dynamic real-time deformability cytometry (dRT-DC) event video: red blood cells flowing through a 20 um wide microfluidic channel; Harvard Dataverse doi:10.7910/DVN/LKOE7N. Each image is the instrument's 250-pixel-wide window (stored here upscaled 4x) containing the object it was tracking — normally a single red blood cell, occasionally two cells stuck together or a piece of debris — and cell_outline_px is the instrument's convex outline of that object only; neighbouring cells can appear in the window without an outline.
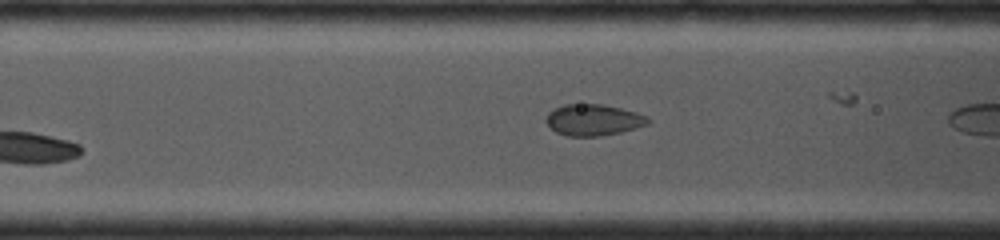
{"species": "common noctule bat (a hibernating species)", "species_latin": "Nyctalus noctula", "temperature_condition": "cold", "stored_images_in_passage": 5, "camera_frame_rate_fps": 4000, "um_per_image_px": 0.085, "animal": {"sex": "female", "body_mass_g": 19.0, "forearm_length_mm": 53.3}, "frame": {"image": 1, "passage_image": 4, "time_ms": 0.75, "image_size_px": [1000, 240], "cell_outline_px": [[652, 120], [648, 124], [620, 132], [600, 136], [568, 136], [556, 132], [544, 120], [548, 112], [564, 104], [604, 104], [636, 112], [648, 116]], "centroid_in_image_um": [50.44, 10.18], "position_along_channel_um": 116.2, "area_um2": 18.61}}